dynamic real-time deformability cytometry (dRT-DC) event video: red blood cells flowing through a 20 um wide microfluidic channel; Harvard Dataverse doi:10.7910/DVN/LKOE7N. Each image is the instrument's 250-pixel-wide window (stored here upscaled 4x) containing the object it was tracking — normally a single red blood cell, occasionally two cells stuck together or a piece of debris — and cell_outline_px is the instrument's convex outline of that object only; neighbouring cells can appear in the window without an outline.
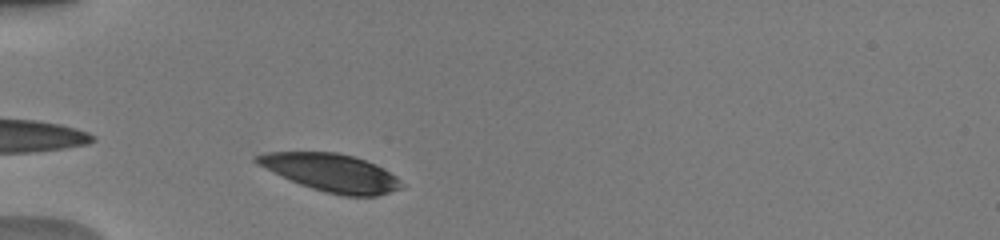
{"species": "human", "species_latin": "Homo sapiens", "temperature_condition": "warm", "stored_images_in_passage": 37, "camera_frame_rate_fps": 3000, "um_per_image_px": 0.085, "donor": {"sex": "male"}, "frame": {"image": 1, "passage_image": 2, "time_ms": 0.333, "image_size_px": [1000, 240], "cell_outline_px": [[404, 188], [376, 196], [344, 196], [324, 192], [300, 184], [252, 160], [252, 156], [264, 152], [336, 152], [352, 156], [364, 160], [384, 168], [396, 176], [404, 184]], "centroid_in_image_um": [28.21, 14.68], "position_along_channel_um": 56.8, "area_um2": 31.5}}
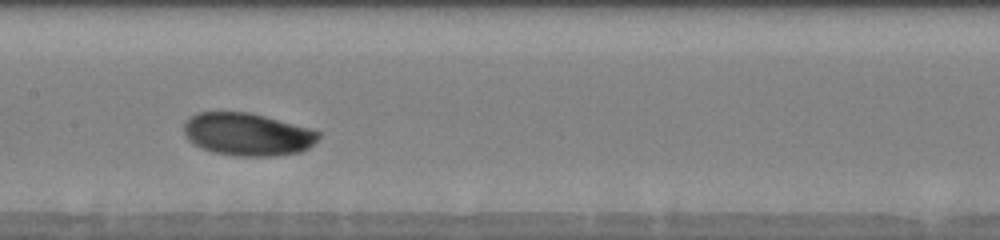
{"frame": {"image": 2, "passage_image": 13, "time_ms": 4.0, "image_size_px": [1000, 240], "cell_outline_px": [[320, 136], [308, 148], [300, 152], [272, 156], [236, 156], [212, 152], [188, 140], [184, 132], [184, 124], [196, 112], [248, 112], [264, 116], [308, 128], [320, 132]], "centroid_in_image_um": [21.03, 11.42], "position_along_channel_um": 186.4, "area_um2": 33.12}}
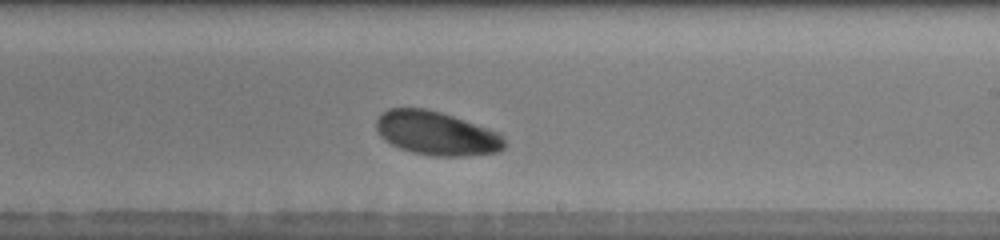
{"frame": {"image": 3, "passage_image": 18, "time_ms": 5.667, "image_size_px": [1000, 240], "cell_outline_px": [[504, 148], [500, 152], [468, 156], [432, 156], [412, 152], [400, 148], [384, 140], [380, 136], [376, 128], [376, 120], [388, 108], [424, 108], [440, 112], [500, 132], [504, 136]], "centroid_in_image_um": [37.12, 11.34], "position_along_channel_um": 251.9, "area_um2": 32.77}, "authors_computed_cell_mechanics": {"area_um2": 32.7726, "velocity_mm_per_s": 3.9405, "shape_relaxation_time_tau1_ms": 1.2666, "shape_relaxation_time_tau2_ms": null, "deformation_change_tau1": 0.0972, "deformation_change_tau2": null}}